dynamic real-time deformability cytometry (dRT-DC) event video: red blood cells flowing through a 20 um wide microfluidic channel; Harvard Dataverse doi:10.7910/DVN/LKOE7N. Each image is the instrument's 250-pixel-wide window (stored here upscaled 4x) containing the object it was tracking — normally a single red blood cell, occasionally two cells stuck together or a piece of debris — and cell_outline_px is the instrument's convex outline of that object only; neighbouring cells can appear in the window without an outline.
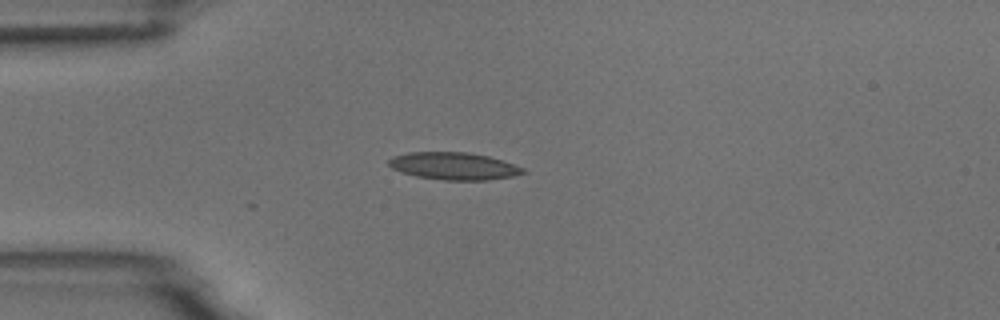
{"species": "common noctule bat (a hibernating species)", "species_latin": "Nyctalus noctula", "temperature_condition": "room temperature", "stored_images_in_passage": 7, "camera_frame_rate_fps": 3000, "um_per_image_px": 0.085, "animal": {"sex": "male", "body_mass_g": 18.8}, "frame": {"image": 1, "passage_image": 3, "time_ms": 2.333, "image_size_px": [1000, 320], "cell_outline_px": [[528, 172], [512, 176], [488, 180], [444, 180], [416, 176], [400, 172], [392, 168], [388, 164], [388, 160], [392, 156], [408, 152], [468, 152], [488, 156], [524, 168]], "centroid_in_image_um": [38.54, 14.11], "position_along_channel_um": 46.5, "area_um2": 21.39}}